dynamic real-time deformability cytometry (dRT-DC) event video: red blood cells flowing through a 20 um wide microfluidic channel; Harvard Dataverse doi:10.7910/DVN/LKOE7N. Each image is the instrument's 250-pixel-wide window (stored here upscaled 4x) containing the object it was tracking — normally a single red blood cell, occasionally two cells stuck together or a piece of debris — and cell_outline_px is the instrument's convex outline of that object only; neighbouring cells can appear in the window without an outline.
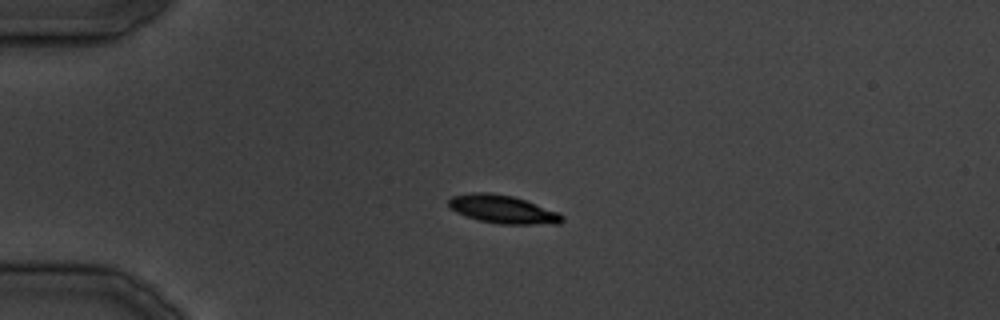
{"species": "common noctule bat (a hibernating species)", "species_latin": "Nyctalus noctula", "temperature_condition": "cold", "stored_images_in_passage": 28, "camera_frame_rate_fps": 3000, "um_per_image_px": 0.085, "animal": {"sex": "male", "body_mass_g": 19.5, "forearm_length_mm": 54.6}, "frame": {"image": 1, "passage_image": 1, "time_ms": 0.0, "image_size_px": [1000, 320], "cell_outline_px": [[564, 220], [560, 224], [500, 224], [480, 220], [456, 212], [448, 208], [448, 200], [452, 196], [472, 192], [488, 192], [512, 196], [524, 200], [556, 212], [564, 216]], "centroid_in_image_um": [42.7, 17.79], "position_along_channel_um": 42.3, "area_um2": 18.44}}
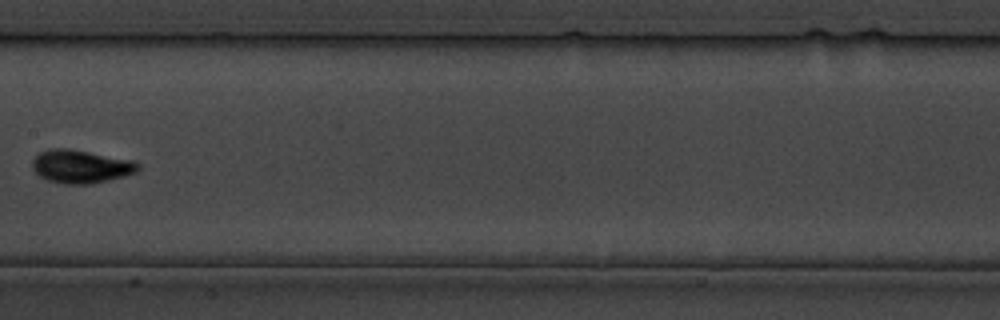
{"frame": {"image": 2, "passage_image": 11, "time_ms": 12.667, "image_size_px": [1000, 320], "cell_outline_px": [[140, 168], [136, 172], [124, 176], [92, 184], [64, 184], [48, 180], [40, 176], [32, 168], [32, 160], [40, 152], [48, 148], [68, 148], [132, 160], [140, 164]], "centroid_in_image_um": [6.86, 14.15], "position_along_channel_um": 200.5, "area_um2": 20.46}}
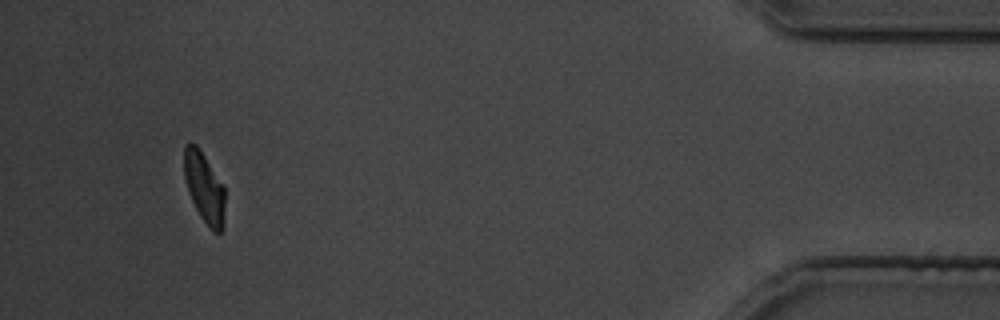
{"frame": {"image": 3, "passage_image": 26, "time_ms": 31.333, "image_size_px": [1000, 320], "cell_outline_px": [[224, 228], [220, 232], [212, 232], [200, 216], [188, 192], [184, 176], [184, 144], [196, 144], [204, 156], [224, 188]], "centroid_in_image_um": [17.36, 15.99], "position_along_channel_um": 417.8, "area_um2": 16.47}}